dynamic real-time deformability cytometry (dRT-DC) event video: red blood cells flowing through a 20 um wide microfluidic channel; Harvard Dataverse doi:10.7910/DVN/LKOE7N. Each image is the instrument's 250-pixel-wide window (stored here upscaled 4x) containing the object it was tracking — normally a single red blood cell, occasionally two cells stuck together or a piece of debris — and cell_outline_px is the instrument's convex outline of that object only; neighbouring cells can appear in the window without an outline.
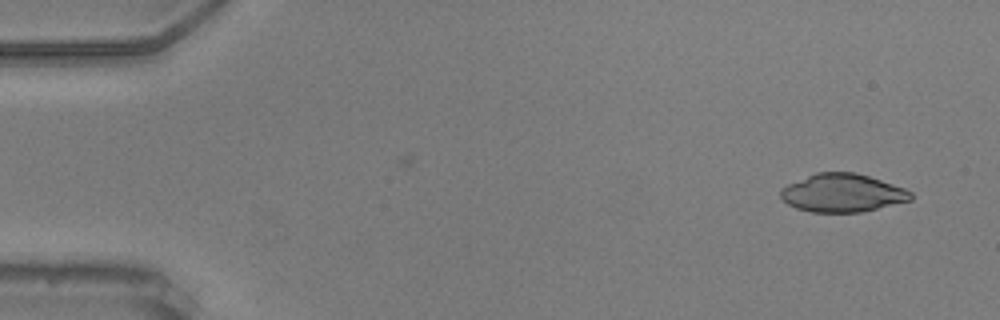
{"species": "common noctule bat (a hibernating species)", "species_latin": "Nyctalus noctula", "temperature_condition": "warm", "stored_images_in_passage": 7, "camera_frame_rate_fps": 3000, "um_per_image_px": 0.085, "animal": {"sex": "male", "body_mass_g": 20.5, "forearm_length_mm": 52.5}, "frame": {"image": 1, "passage_image": 2, "time_ms": 0.333, "image_size_px": [1000, 320], "cell_outline_px": [[912, 200], [860, 212], [812, 212], [796, 208], [788, 204], [780, 196], [780, 188], [788, 184], [816, 172], [856, 172], [904, 188], [912, 192]], "centroid_in_image_um": [71.59, 16.4], "position_along_channel_um": 13.4, "area_um2": 28.78}}